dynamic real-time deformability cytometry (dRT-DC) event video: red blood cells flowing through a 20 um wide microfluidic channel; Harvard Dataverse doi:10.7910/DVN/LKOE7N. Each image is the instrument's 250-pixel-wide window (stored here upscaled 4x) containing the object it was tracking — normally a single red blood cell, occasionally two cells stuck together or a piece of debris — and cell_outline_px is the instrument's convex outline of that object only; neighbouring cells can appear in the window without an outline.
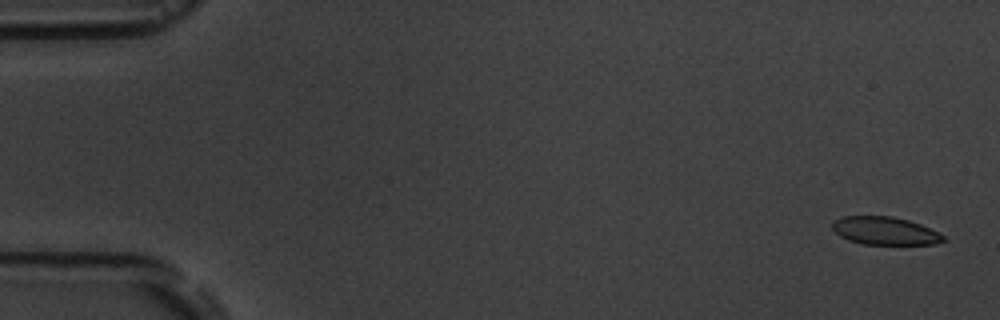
{"species": "common noctule bat (a hibernating species)", "species_latin": "Nyctalus noctula", "temperature_condition": "room temperature", "stored_images_in_passage": 4, "camera_frame_rate_fps": 3000, "um_per_image_px": 0.085, "animal": {"sex": "male", "body_mass_g": 19.5, "forearm_length_mm": 54.6}, "frame": {"image": 1, "passage_image": 1, "time_ms": 0.0, "image_size_px": [1000, 320], "cell_outline_px": [[944, 240], [936, 244], [860, 244], [848, 240], [840, 236], [832, 228], [832, 220], [840, 216], [892, 216], [908, 220], [920, 224], [944, 236]], "centroid_in_image_um": [75.15, 19.61], "position_along_channel_um": 9.9, "area_um2": 18.03}}
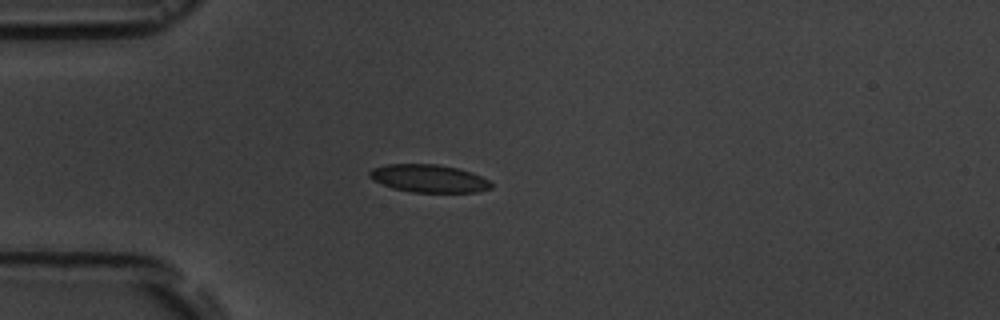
{"frame": {"image": 2, "passage_image": 4, "time_ms": 4.333, "image_size_px": [1000, 320], "cell_outline_px": [[492, 188], [476, 192], [412, 192], [392, 188], [372, 180], [368, 176], [368, 172], [372, 168], [388, 164], [436, 164], [456, 168], [472, 172], [488, 180], [492, 184]], "centroid_in_image_um": [36.41, 15.17], "position_along_channel_um": 48.6, "area_um2": 19.71}}